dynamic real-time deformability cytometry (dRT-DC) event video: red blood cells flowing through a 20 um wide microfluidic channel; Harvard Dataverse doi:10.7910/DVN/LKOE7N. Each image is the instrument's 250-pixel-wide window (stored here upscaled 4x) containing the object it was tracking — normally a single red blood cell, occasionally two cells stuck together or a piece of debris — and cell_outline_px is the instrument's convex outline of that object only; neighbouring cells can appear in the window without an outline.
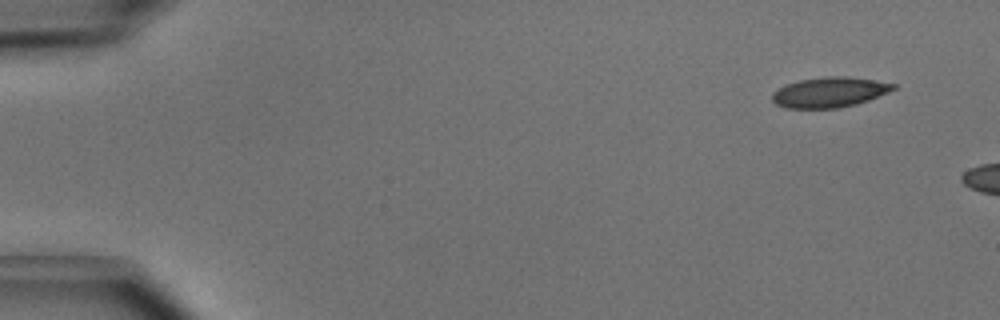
{"species": "common noctule bat (a hibernating species)", "species_latin": "Nyctalus noctula", "temperature_condition": "cold", "stored_images_in_passage": 3, "camera_frame_rate_fps": 3000, "um_per_image_px": 0.085, "animal": {"sex": "male", "body_mass_g": 15.6}, "frame": {"image": 1, "passage_image": 1, "time_ms": 0.0, "image_size_px": [1000, 320], "cell_outline_px": [[896, 88], [888, 92], [868, 100], [856, 104], [840, 108], [784, 108], [776, 104], [772, 100], [772, 92], [784, 84], [800, 80], [824, 76], [848, 76], [896, 84]], "centroid_in_image_um": [70.47, 7.84], "position_along_channel_um": 14.5, "area_um2": 21.39}}